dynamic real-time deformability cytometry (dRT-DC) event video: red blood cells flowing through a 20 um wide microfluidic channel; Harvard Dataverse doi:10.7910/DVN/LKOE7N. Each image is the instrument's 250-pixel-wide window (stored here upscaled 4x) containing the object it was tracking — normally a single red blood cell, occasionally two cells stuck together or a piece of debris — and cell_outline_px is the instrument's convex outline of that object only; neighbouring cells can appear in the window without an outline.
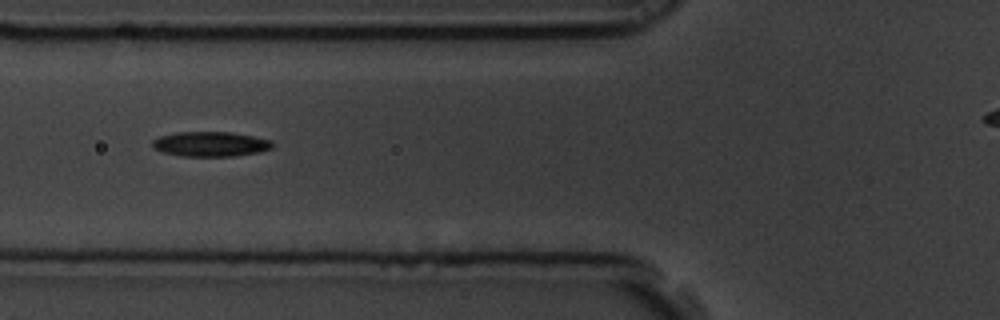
{"species": "common noctule bat (a hibernating species)", "species_latin": "Nyctalus noctula", "temperature_condition": "room temperature", "stored_images_in_passage": 10, "camera_frame_rate_fps": 3000, "um_per_image_px": 0.085, "animal": {"sex": "male", "body_mass_g": 19.5, "forearm_length_mm": 54.6}, "frame": {"image": 1, "passage_image": 5, "time_ms": 1.333, "image_size_px": [1000, 320], "cell_outline_px": [[276, 144], [272, 148], [256, 152], [236, 156], [180, 156], [164, 152], [152, 148], [152, 140], [160, 136], [176, 132], [232, 132], [272, 140]], "centroid_in_image_um": [17.9, 12.24], "position_along_channel_um": 107.9, "area_um2": 17.46}}
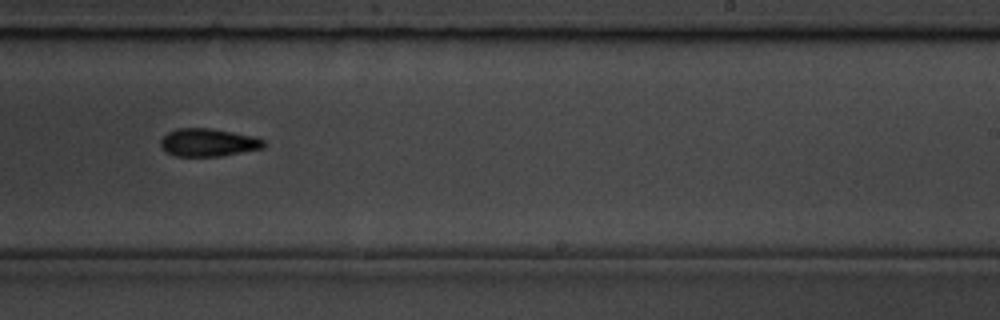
{"frame": {"image": 2, "passage_image": 9, "time_ms": 2.667, "image_size_px": [1000, 320], "cell_outline_px": [[264, 148], [220, 156], [176, 156], [168, 152], [160, 144], [160, 140], [168, 132], [176, 128], [208, 128], [232, 132], [252, 136], [264, 140]], "centroid_in_image_um": [17.69, 12.11], "position_along_channel_um": 271.3, "area_um2": 16.53}}
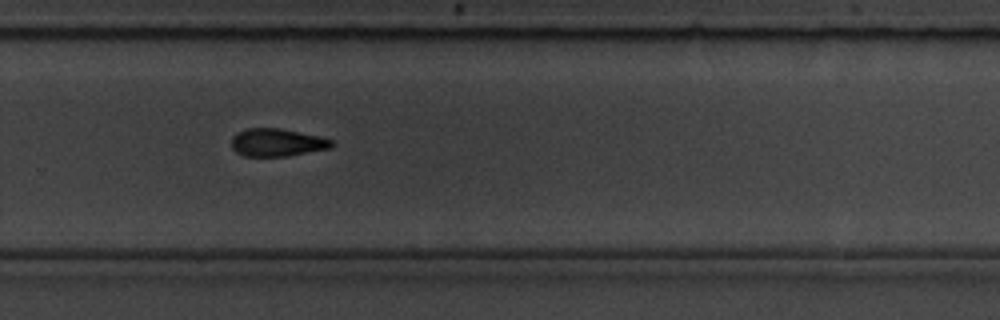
{"frame": {"image": 3, "passage_image": 10, "time_ms": 3.0, "image_size_px": [1000, 320], "cell_outline_px": [[336, 144], [332, 148], [288, 156], [244, 156], [236, 152], [232, 148], [232, 136], [236, 132], [248, 128], [280, 128], [320, 136], [332, 140]], "centroid_in_image_um": [23.57, 12.11], "position_along_channel_um": 306.2, "area_um2": 16.42}}